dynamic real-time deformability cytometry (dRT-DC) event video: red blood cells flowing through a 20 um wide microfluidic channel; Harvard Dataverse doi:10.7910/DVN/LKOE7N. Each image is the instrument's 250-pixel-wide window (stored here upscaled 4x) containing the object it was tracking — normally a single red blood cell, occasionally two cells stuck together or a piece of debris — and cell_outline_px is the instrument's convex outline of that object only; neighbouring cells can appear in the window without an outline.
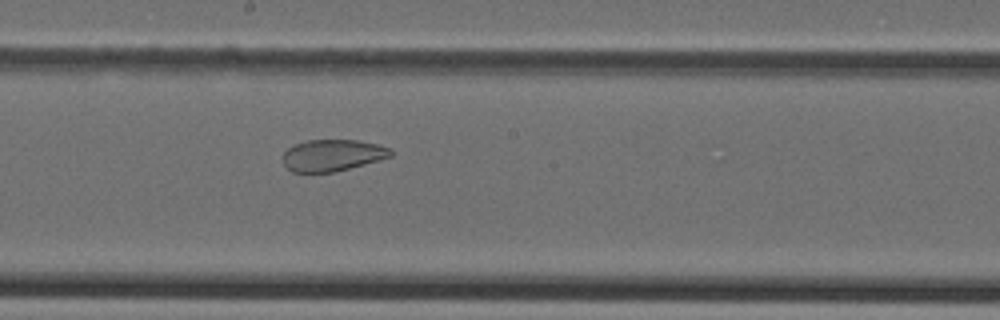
{"species": "Egyptian fruit bat (a non-hibernating species)", "species_latin": "Rousettus aegyptiacus", "temperature_condition": "cold", "stored_images_in_passage": 44, "camera_frame_rate_fps": 3000, "um_per_image_px": 0.085, "animal": {"sex": "female"}, "frame": {"image": 1, "passage_image": 23, "time_ms": 7.333, "image_size_px": [1000, 320], "cell_outline_px": [[392, 156], [364, 164], [332, 172], [292, 172], [284, 164], [284, 152], [288, 148], [296, 144], [308, 140], [356, 140], [376, 144], [388, 148], [392, 152]], "centroid_in_image_um": [28.24, 13.2], "position_along_channel_um": 220.0, "area_um2": 19.48}}
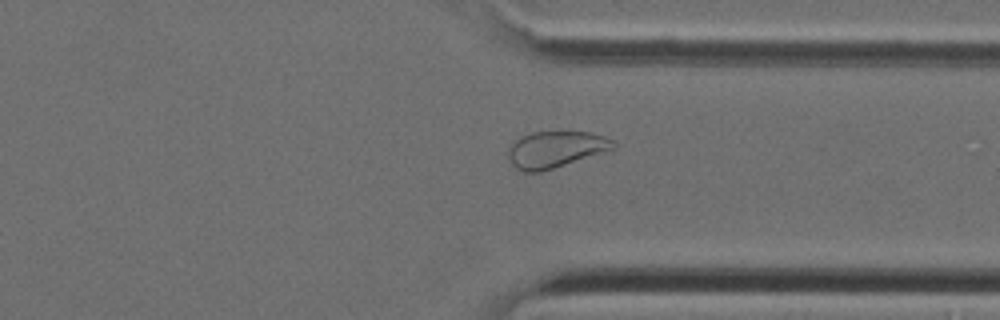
{"frame": {"image": 2, "passage_image": 33, "time_ms": 10.667, "image_size_px": [1000, 320], "cell_outline_px": [[616, 148], [540, 172], [524, 172], [516, 168], [512, 164], [508, 156], [508, 148], [520, 136], [532, 132], [592, 132], [616, 140]], "centroid_in_image_um": [47.23, 12.69], "position_along_channel_um": 364.2, "area_um2": 22.25}}
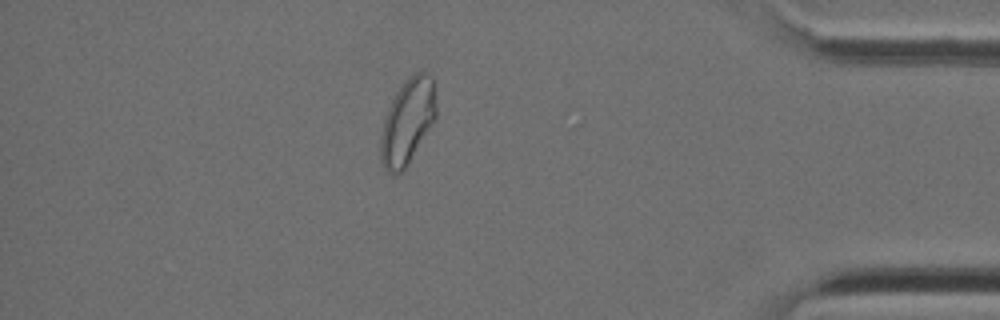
{"frame": {"image": 3, "passage_image": 38, "time_ms": 12.333, "image_size_px": [1000, 320], "cell_outline_px": [[436, 120], [404, 172], [396, 176], [392, 176], [384, 168], [380, 160], [380, 136], [384, 120], [388, 108], [396, 92], [404, 80], [416, 72], [424, 72], [432, 80], [436, 96]], "centroid_in_image_um": [34.63, 10.41], "position_along_channel_um": 400.6, "area_um2": 28.15}}